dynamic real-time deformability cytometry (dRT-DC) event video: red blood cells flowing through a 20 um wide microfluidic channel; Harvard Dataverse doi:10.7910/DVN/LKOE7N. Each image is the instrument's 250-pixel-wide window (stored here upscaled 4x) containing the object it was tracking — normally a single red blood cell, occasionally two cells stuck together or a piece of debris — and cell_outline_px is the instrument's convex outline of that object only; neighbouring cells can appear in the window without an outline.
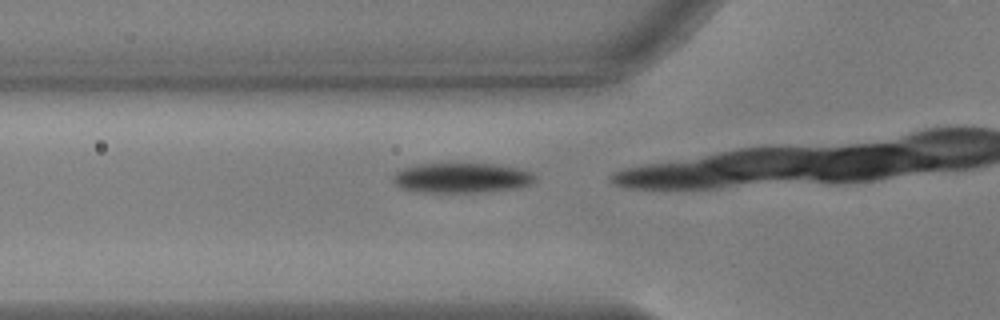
{"species": "common noctule bat (a hibernating species)", "species_latin": "Nyctalus noctula", "temperature_condition": "warm", "stored_images_in_passage": 33, "camera_frame_rate_fps": 3000, "um_per_image_px": 0.085, "animal": {"sex": "male", "body_mass_g": 17.9, "forearm_length_mm": 54.2}, "frame": {"image": 1, "passage_image": 11, "time_ms": 3.333, "image_size_px": [1000, 320], "cell_outline_px": [[536, 180], [532, 184], [520, 188], [480, 192], [424, 192], [400, 188], [392, 180], [392, 176], [396, 172], [404, 168], [420, 164], [492, 164], [520, 168], [532, 172], [536, 176]], "centroid_in_image_um": [39.29, 15.12], "position_along_channel_um": 86.5, "area_um2": 24.85}}
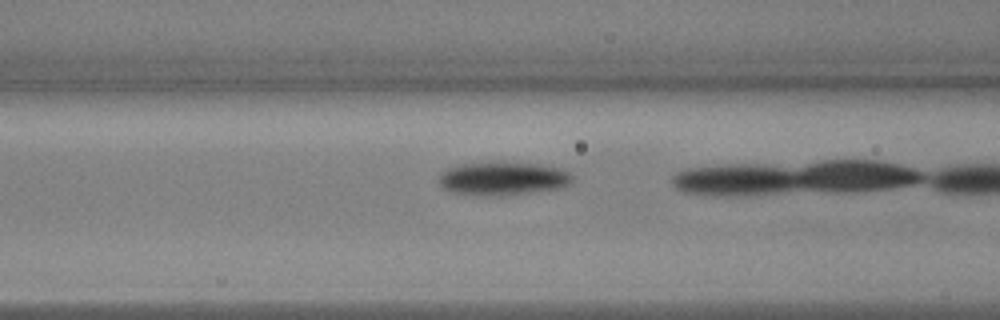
{"frame": {"image": 2, "passage_image": 14, "time_ms": 4.333, "image_size_px": [1000, 320], "cell_outline_px": [[572, 180], [564, 188], [508, 196], [480, 196], [452, 192], [444, 188], [440, 184], [440, 172], [456, 164], [500, 160], [540, 164], [560, 168], [568, 172], [572, 176]], "centroid_in_image_um": [42.75, 15.16], "position_along_channel_um": 123.9, "area_um2": 26.99}}
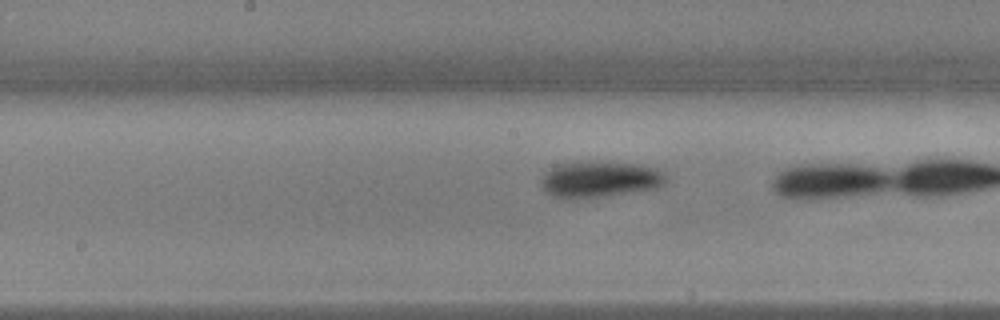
{"frame": {"image": 3, "passage_image": 20, "time_ms": 6.333, "image_size_px": [1000, 320], "cell_outline_px": [[668, 180], [664, 184], [656, 188], [604, 196], [572, 200], [552, 196], [540, 184], [540, 180], [544, 172], [556, 164], [640, 164], [656, 168], [664, 172]], "centroid_in_image_um": [50.97, 15.29], "position_along_channel_um": 197.2, "area_um2": 25.72}}